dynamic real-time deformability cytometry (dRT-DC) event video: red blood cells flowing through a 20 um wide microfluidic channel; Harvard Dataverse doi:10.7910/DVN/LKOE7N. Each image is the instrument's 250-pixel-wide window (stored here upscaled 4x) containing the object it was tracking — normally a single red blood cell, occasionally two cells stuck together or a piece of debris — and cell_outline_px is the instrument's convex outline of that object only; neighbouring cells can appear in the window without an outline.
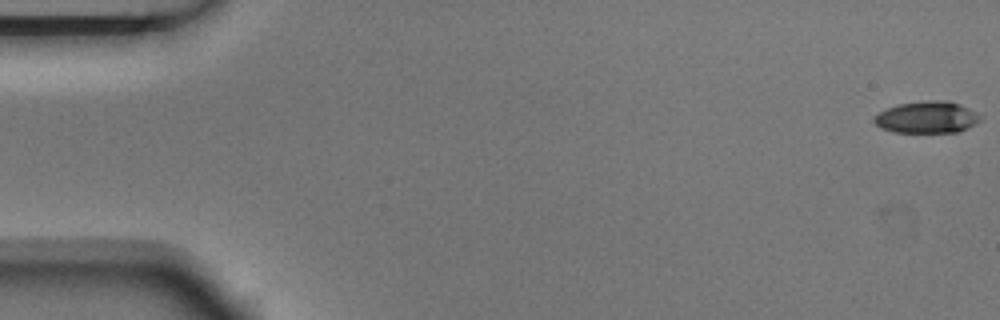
{"species": "Egyptian fruit bat (a non-hibernating species)", "species_latin": "Rousettus aegyptiacus", "temperature_condition": "room temperature", "stored_images_in_passage": 9, "camera_frame_rate_fps": 3000, "um_per_image_px": 0.085, "animal": {"sex": "male"}, "frame": {"image": 1, "passage_image": 1, "time_ms": 0.0, "image_size_px": [1000, 320], "cell_outline_px": [[984, 116], [980, 120], [968, 128], [960, 132], [892, 132], [876, 124], [872, 120], [880, 112], [888, 108], [900, 104], [936, 100], [948, 100], [960, 104]], "centroid_in_image_um": [78.85, 9.97], "position_along_channel_um": 6.1, "area_um2": 19.48}}
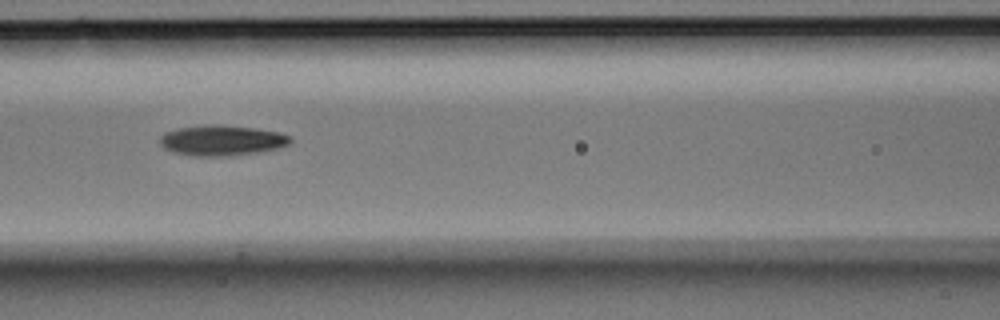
{"frame": {"image": 2, "passage_image": 7, "time_ms": 2.0, "image_size_px": [1000, 320], "cell_outline_px": [[292, 140], [288, 144], [280, 148], [256, 152], [228, 156], [192, 156], [172, 152], [164, 148], [160, 144], [160, 136], [164, 132], [176, 128], [204, 124], [220, 124], [252, 128], [276, 132], [288, 136]], "centroid_in_image_um": [18.77, 11.93], "position_along_channel_um": 147.8, "area_um2": 23.18}}
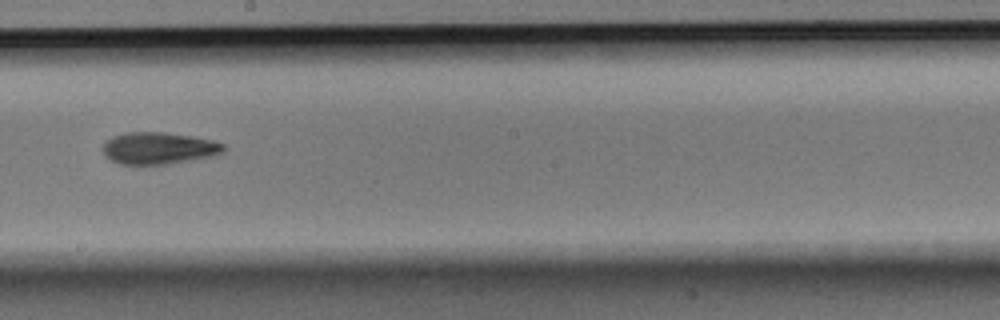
{"frame": {"image": 3, "passage_image": 9, "time_ms": 2.667, "image_size_px": [1000, 320], "cell_outline_px": [[224, 152], [212, 156], [168, 164], [120, 164], [104, 156], [104, 144], [112, 136], [124, 132], [164, 132], [192, 136], [212, 140], [224, 144]], "centroid_in_image_um": [13.49, 12.59], "position_along_channel_um": 234.7, "area_um2": 22.37}}